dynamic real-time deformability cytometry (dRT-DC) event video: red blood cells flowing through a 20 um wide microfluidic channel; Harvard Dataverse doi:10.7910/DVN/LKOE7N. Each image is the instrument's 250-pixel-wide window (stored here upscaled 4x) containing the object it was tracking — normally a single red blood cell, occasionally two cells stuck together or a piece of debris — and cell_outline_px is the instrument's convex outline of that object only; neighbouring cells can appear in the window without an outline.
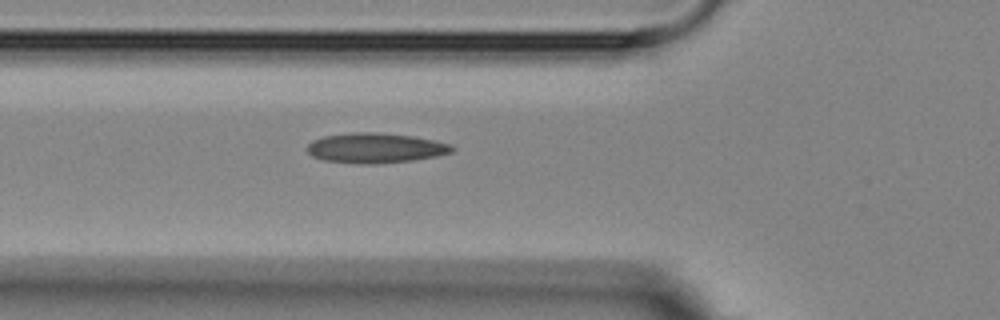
{"species": "Egyptian fruit bat (a non-hibernating species)", "species_latin": "Rousettus aegyptiacus", "temperature_condition": "room temperature", "stored_images_in_passage": 6, "camera_frame_rate_fps": 3000, "um_per_image_px": 0.085, "animal": {"sex": "female"}, "frame": {"image": 1, "passage_image": 6, "time_ms": 6.667, "image_size_px": [1000, 320], "cell_outline_px": [[456, 148], [452, 152], [436, 156], [412, 160], [376, 164], [364, 164], [324, 160], [312, 156], [308, 152], [308, 144], [312, 140], [324, 136], [352, 132], [376, 132], [412, 136], [432, 140], [448, 144]], "centroid_in_image_um": [31.89, 12.58], "position_along_channel_um": 93.9, "area_um2": 25.14}}